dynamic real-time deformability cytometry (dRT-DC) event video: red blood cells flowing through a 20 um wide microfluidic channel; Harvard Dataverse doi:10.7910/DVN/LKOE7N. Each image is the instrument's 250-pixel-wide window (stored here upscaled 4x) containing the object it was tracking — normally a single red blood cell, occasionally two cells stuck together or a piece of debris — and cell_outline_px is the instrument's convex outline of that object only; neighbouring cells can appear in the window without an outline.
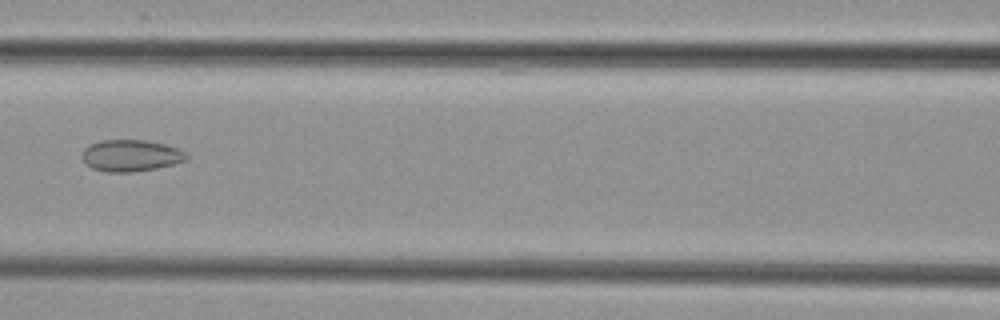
{"species": "common noctule bat (a hibernating species)", "species_latin": "Nyctalus noctula", "temperature_condition": "cold", "stored_images_in_passage": 9, "segment_of_instrument_passage": [1, 2], "camera_frame_rate_fps": 3000, "um_per_image_px": 0.085, "animal": {"sex": "female", "body_mass_g": 29.2, "forearm_length_mm": 56.3}, "frame": {"image": 1, "passage_image": 7, "time_ms": 7.0, "image_size_px": [1000, 320], "cell_outline_px": [[188, 160], [156, 168], [132, 172], [104, 172], [92, 168], [84, 164], [80, 156], [84, 148], [100, 140], [144, 140], [164, 144], [176, 148], [184, 152], [188, 156]], "centroid_in_image_um": [11.06, 13.23], "position_along_channel_um": 155.5, "area_um2": 19.31}}
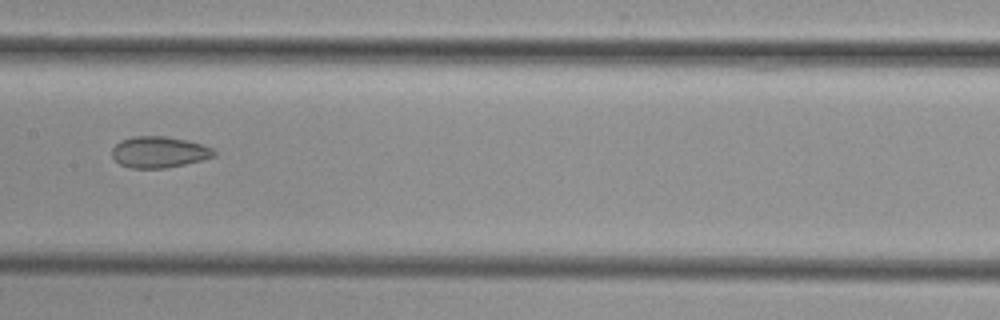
{"frame": {"image": 2, "passage_image": 8, "time_ms": 8.0, "image_size_px": [1000, 320], "cell_outline_px": [[216, 156], [184, 164], [164, 168], [128, 168], [120, 164], [112, 156], [112, 148], [120, 140], [132, 136], [164, 136], [184, 140], [200, 144], [212, 148], [216, 152]], "centroid_in_image_um": [13.48, 12.93], "position_along_channel_um": 193.9, "area_um2": 18.44}}